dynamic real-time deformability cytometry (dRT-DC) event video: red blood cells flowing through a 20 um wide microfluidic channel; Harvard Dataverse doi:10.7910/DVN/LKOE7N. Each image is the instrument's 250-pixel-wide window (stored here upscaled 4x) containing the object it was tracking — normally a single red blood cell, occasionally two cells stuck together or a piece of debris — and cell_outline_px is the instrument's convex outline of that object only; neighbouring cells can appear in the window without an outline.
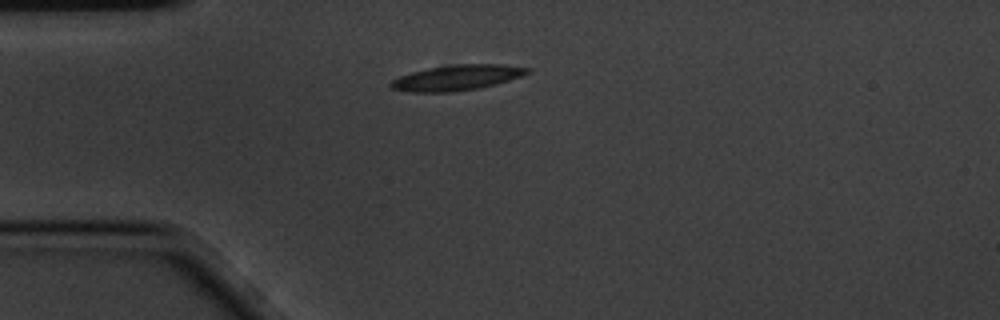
{"species": "common noctule bat (a hibernating species)", "species_latin": "Nyctalus noctula", "temperature_condition": "cold", "stored_images_in_passage": 3, "camera_frame_rate_fps": 3000, "um_per_image_px": 0.085, "animal": {"sex": "male", "body_mass_g": 20.1, "forearm_length_mm": 53.5}, "frame": {"image": 1, "passage_image": 1, "time_ms": 0.0, "image_size_px": [1000, 320], "cell_outline_px": [[532, 72], [496, 84], [480, 88], [452, 92], [408, 92], [392, 88], [388, 84], [392, 80], [400, 76], [412, 72], [428, 68], [456, 64], [504, 64], [532, 68]], "centroid_in_image_um": [38.87, 6.6], "position_along_channel_um": 46.1, "area_um2": 20.29}}
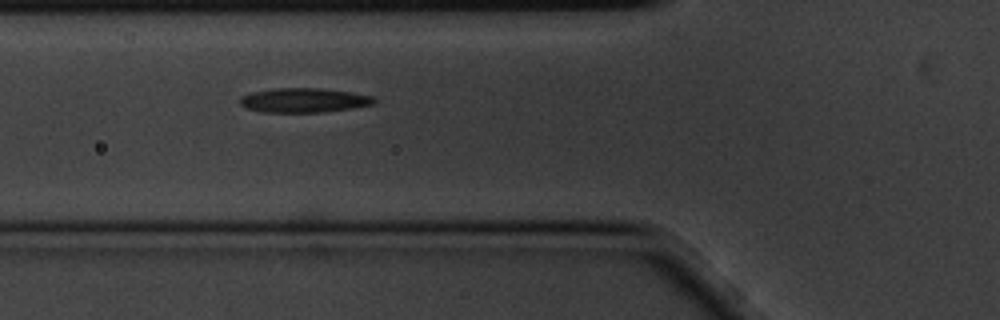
{"frame": {"image": 2, "passage_image": 3, "time_ms": 0.667, "image_size_px": [1000, 320], "cell_outline_px": [[376, 100], [372, 104], [352, 108], [324, 112], [264, 112], [248, 108], [240, 104], [240, 96], [252, 92], [272, 88], [320, 88], [348, 92], [372, 96]], "centroid_in_image_um": [25.79, 8.52], "position_along_channel_um": 100.0, "area_um2": 18.9}}